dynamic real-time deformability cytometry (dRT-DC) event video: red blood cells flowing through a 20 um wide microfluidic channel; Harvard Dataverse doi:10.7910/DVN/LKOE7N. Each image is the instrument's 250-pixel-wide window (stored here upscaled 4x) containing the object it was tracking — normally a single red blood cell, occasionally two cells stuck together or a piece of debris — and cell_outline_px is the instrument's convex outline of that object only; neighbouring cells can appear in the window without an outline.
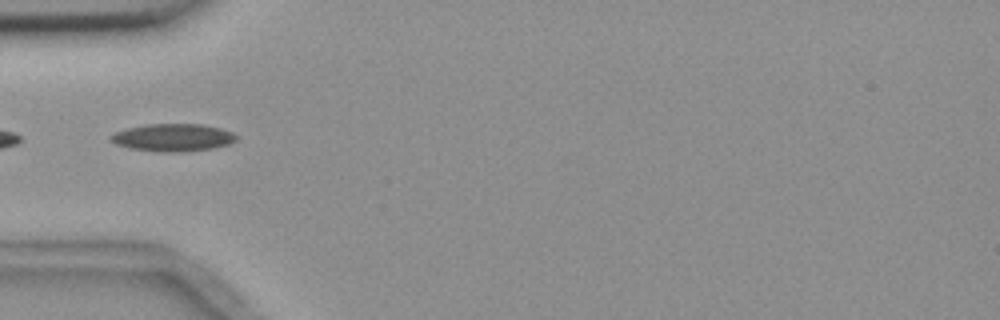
{"species": "common noctule bat (a hibernating species)", "species_latin": "Nyctalus noctula", "temperature_condition": "room temperature", "stored_images_in_passage": 7, "camera_frame_rate_fps": 3000, "um_per_image_px": 0.085, "animal": {"sex": "female", "body_mass_g": 18.4}, "frame": {"image": 1, "passage_image": 5, "time_ms": 5.333, "image_size_px": [1000, 320], "cell_outline_px": [[240, 136], [236, 140], [228, 144], [212, 148], [176, 152], [160, 152], [132, 148], [116, 144], [108, 140], [108, 136], [116, 132], [128, 128], [144, 124], [204, 124], [220, 128], [232, 132]], "centroid_in_image_um": [14.7, 11.68], "position_along_channel_um": 70.3, "area_um2": 20.17}}
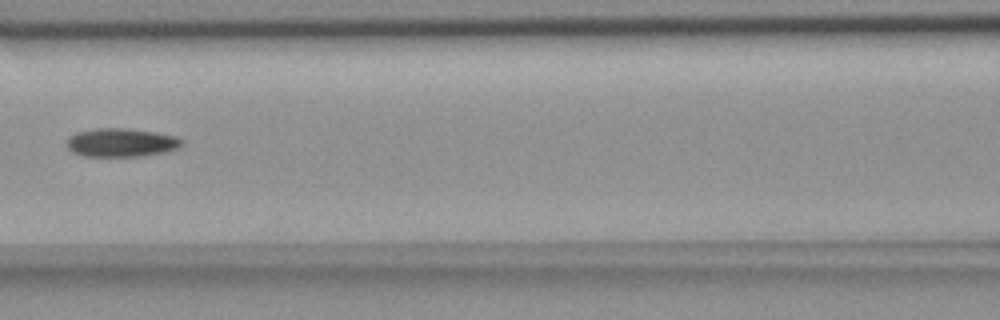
{"frame": {"image": 2, "passage_image": 7, "time_ms": 7.667, "image_size_px": [1000, 320], "cell_outline_px": [[184, 144], [168, 152], [144, 156], [84, 156], [72, 152], [68, 148], [68, 136], [76, 132], [96, 128], [124, 128], [156, 132], [176, 136], [184, 140]], "centroid_in_image_um": [10.33, 12.12], "position_along_channel_um": 156.3, "area_um2": 19.31}}